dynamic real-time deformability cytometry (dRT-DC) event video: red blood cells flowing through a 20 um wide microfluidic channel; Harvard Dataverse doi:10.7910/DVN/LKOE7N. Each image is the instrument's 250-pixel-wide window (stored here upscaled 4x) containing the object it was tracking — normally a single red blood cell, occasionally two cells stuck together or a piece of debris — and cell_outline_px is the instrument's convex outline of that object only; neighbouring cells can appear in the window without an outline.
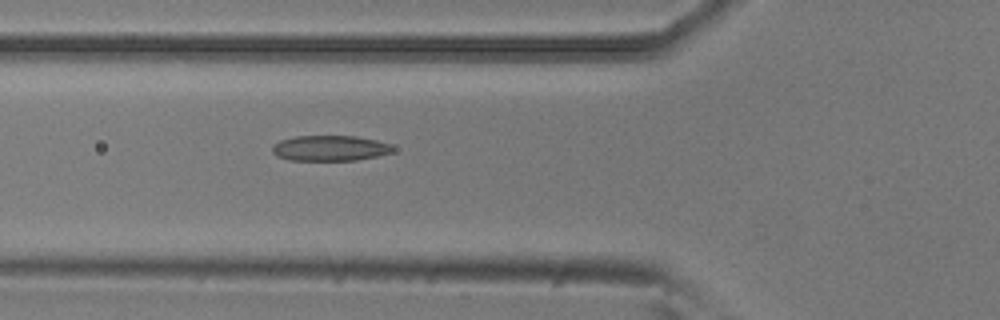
{"species": "common noctule bat (a hibernating species)", "species_latin": "Nyctalus noctula", "temperature_condition": "room temperature", "stored_images_in_passage": 6, "camera_frame_rate_fps": 3000, "um_per_image_px": 0.085, "animal": {"sex": "male", "body_mass_g": 20.5, "forearm_length_mm": 52.5}, "frame": {"image": 1, "passage_image": 6, "time_ms": 1.667, "image_size_px": [1000, 320], "cell_outline_px": [[396, 148], [392, 152], [376, 156], [356, 160], [288, 160], [276, 156], [272, 152], [272, 144], [280, 140], [296, 136], [356, 136], [376, 140], [388, 144]], "centroid_in_image_um": [28.01, 12.59], "position_along_channel_um": 97.8, "area_um2": 17.92}}